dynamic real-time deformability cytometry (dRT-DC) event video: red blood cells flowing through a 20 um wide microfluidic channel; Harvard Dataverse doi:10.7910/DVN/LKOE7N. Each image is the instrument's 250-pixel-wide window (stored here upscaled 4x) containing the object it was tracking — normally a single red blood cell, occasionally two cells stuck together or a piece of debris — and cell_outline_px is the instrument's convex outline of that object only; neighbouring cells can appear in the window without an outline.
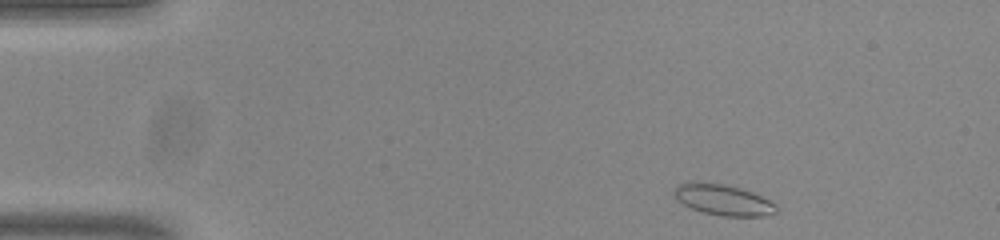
{"species": "common noctule bat (a hibernating species)", "species_latin": "Nyctalus noctula", "temperature_condition": "room temperature", "stored_images_in_passage": 47, "camera_frame_rate_fps": 3000, "um_per_image_px": 0.085, "animal": {"sex": "male", "body_mass_g": 20.0, "forearm_length_mm": 53.3}, "frame": {"image": 1, "passage_image": 1, "time_ms": 0.0, "image_size_px": [1000, 240], "cell_outline_px": [[776, 212], [764, 216], [720, 216], [704, 212], [692, 208], [676, 200], [672, 192], [680, 184], [696, 180], [724, 184], [740, 188], [752, 192], [776, 204]], "centroid_in_image_um": [61.43, 16.97], "position_along_channel_um": 23.6, "area_um2": 18.38}}
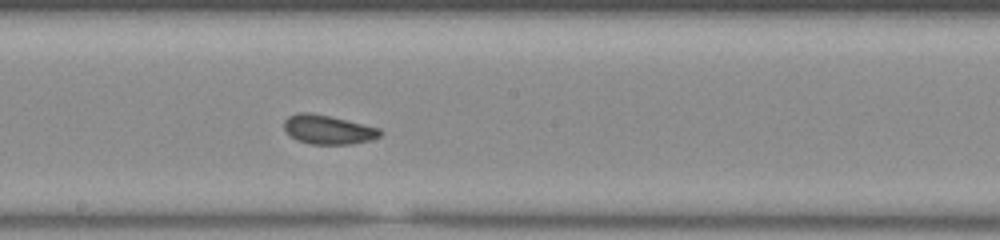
{"frame": {"image": 2, "passage_image": 23, "time_ms": 7.333, "image_size_px": [1000, 240], "cell_outline_px": [[384, 132], [380, 136], [372, 140], [352, 144], [308, 144], [296, 140], [284, 128], [284, 120], [288, 116], [300, 112], [308, 112], [328, 116], [380, 128]], "centroid_in_image_um": [27.9, 11.03], "position_along_channel_um": 220.3, "area_um2": 16.24}}
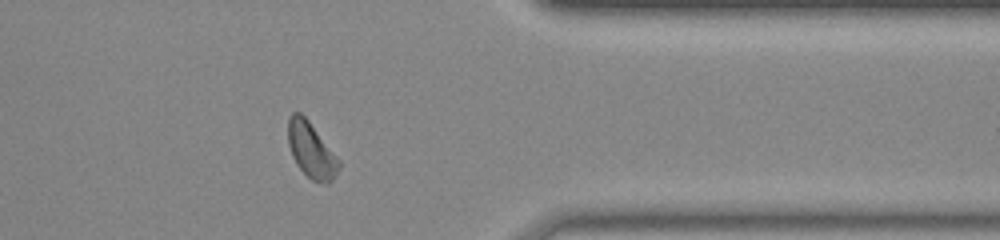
{"frame": {"image": 3, "passage_image": 37, "time_ms": 12.0, "image_size_px": [1000, 240], "cell_outline_px": [[340, 168], [336, 176], [328, 184], [320, 184], [312, 180], [296, 164], [292, 156], [288, 144], [288, 116], [292, 112], [300, 112], [308, 120], [340, 160]], "centroid_in_image_um": [26.46, 12.78], "position_along_channel_um": 384.9, "area_um2": 16.53}, "authors_computed_cell_mechanics": {"area_um2": 16.2418, "velocity_mm_per_s": 3.8098, "shape_relaxation_time_tau1_ms": 3.69, "shape_relaxation_time_tau2_ms": 1.5854, "deformation_change_tau1": 0.0937, "deformation_change_tau2": 0.0697}}